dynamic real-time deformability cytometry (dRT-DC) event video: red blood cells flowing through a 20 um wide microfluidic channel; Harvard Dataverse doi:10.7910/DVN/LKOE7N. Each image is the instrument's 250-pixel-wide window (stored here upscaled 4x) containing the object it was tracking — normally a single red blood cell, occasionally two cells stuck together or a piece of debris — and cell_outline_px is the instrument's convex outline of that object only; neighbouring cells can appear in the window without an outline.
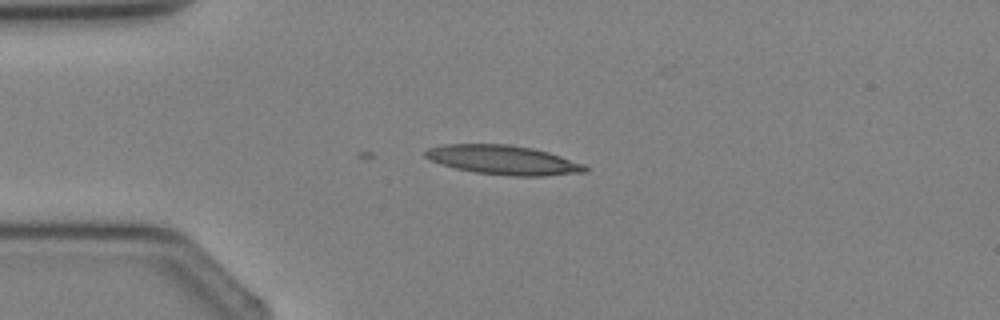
{"species": "Egyptian fruit bat (a non-hibernating species)", "species_latin": "Rousettus aegyptiacus", "temperature_condition": "cold", "stored_images_in_passage": 2, "camera_frame_rate_fps": 3000, "um_per_image_px": 0.085, "animal": {"sex": "female"}, "frame": {"image": 1, "passage_image": 2, "time_ms": 1.0, "image_size_px": [1000, 320], "cell_outline_px": [[588, 172], [544, 176], [512, 176], [476, 172], [456, 168], [432, 160], [424, 156], [424, 152], [428, 148], [444, 144], [508, 144], [532, 148], [548, 152], [584, 164], [588, 168]], "centroid_in_image_um": [42.81, 13.59], "position_along_channel_um": 42.2, "area_um2": 27.05}}